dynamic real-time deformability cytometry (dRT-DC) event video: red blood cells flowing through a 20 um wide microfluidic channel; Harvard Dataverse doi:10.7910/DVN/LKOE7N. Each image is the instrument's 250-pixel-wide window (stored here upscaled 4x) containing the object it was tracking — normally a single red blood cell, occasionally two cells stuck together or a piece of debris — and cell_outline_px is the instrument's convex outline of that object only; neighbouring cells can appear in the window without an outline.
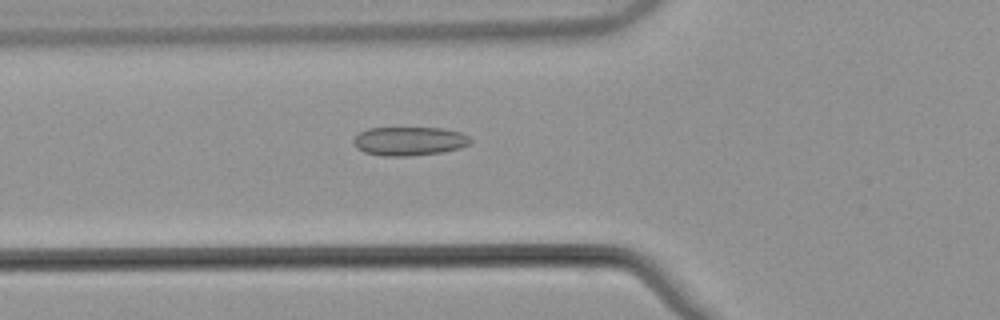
{"species": "common noctule bat (a hibernating species)", "species_latin": "Nyctalus noctula", "temperature_condition": "warm", "stored_images_in_passage": 54, "camera_frame_rate_fps": 3000, "um_per_image_px": 0.085, "animal": {"sex": "male", "body_mass_g": 21.5, "forearm_length_mm": 52.0}, "frame": {"image": 1, "passage_image": 20, "time_ms": 6.333, "image_size_px": [1000, 320], "cell_outline_px": [[472, 140], [468, 144], [460, 148], [440, 152], [408, 156], [384, 156], [364, 152], [356, 148], [352, 140], [360, 132], [368, 128], [444, 128], [460, 132], [468, 136]], "centroid_in_image_um": [34.77, 11.99], "position_along_channel_um": 91.0, "area_um2": 19.54}}
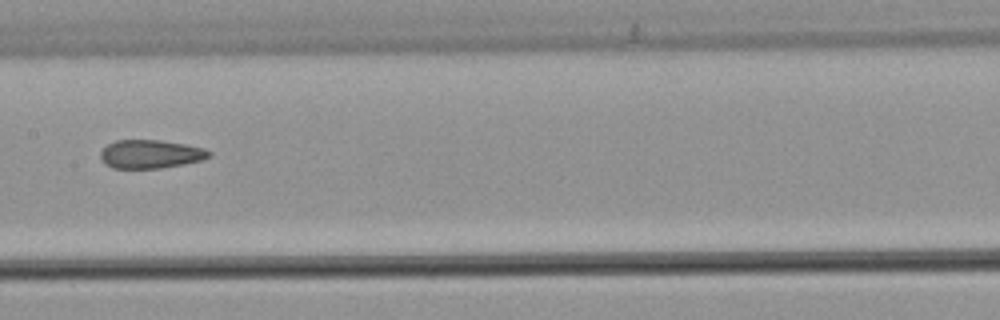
{"frame": {"image": 2, "passage_image": 28, "time_ms": 9.0, "image_size_px": [1000, 320], "cell_outline_px": [[212, 156], [200, 160], [184, 164], [160, 168], [112, 168], [104, 164], [100, 156], [100, 152], [108, 144], [116, 140], [160, 140], [184, 144], [204, 148], [212, 152]], "centroid_in_image_um": [12.79, 13.1], "position_along_channel_um": 194.6, "area_um2": 18.03}}
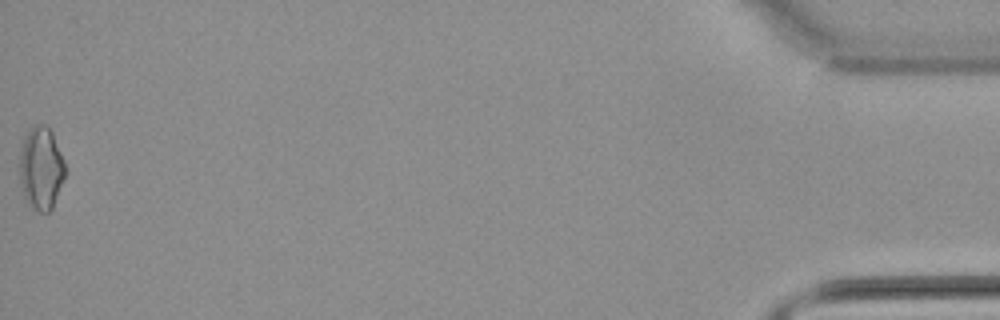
{"frame": {"image": 3, "passage_image": 54, "time_ms": 17.667, "image_size_px": [1000, 320], "cell_outline_px": [[68, 172], [52, 208], [48, 212], [40, 212], [28, 204], [24, 196], [20, 184], [20, 156], [24, 136], [36, 124], [44, 124], [52, 132], [64, 160]], "centroid_in_image_um": [3.52, 14.32], "position_along_channel_um": 431.7, "area_um2": 22.08}, "authors_computed_cell_mechanics": {"area_um2": 19.0162, "velocity_mm_per_s": 3.8687, "shape_relaxation_time_tau1_ms": null, "shape_relaxation_time_tau2_ms": 3.039, "deformation_change_tau1": null, "deformation_change_tau2": 0.1192}}